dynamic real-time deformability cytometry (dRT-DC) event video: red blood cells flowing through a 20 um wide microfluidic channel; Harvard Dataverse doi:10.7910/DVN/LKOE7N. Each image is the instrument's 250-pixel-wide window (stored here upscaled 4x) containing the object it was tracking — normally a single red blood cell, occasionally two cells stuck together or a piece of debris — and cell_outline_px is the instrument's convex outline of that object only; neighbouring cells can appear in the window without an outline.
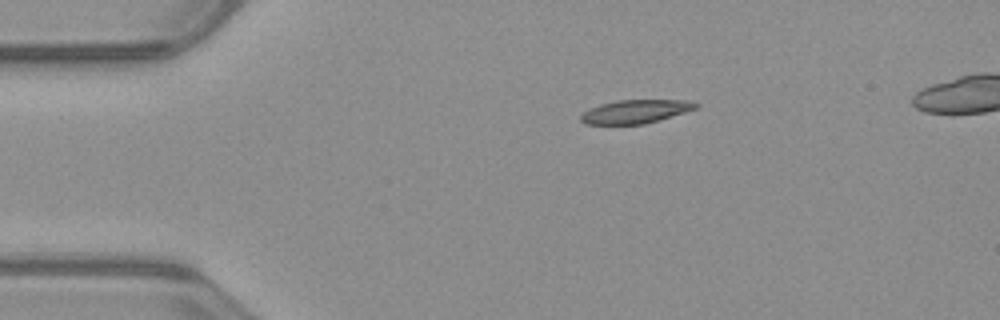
{"species": "common noctule bat (a hibernating species)", "species_latin": "Nyctalus noctula", "temperature_condition": "warm", "stored_images_in_passage": 41, "camera_frame_rate_fps": 3000, "um_per_image_px": 0.085, "animal": {"sex": "male", "body_mass_g": 23.1, "forearm_length_mm": 52.7}, "frame": {"image": 1, "passage_image": 1, "time_ms": 0.0, "image_size_px": [1000, 320], "cell_outline_px": [[700, 104], [696, 108], [684, 112], [644, 124], [584, 124], [580, 120], [580, 116], [584, 112], [600, 104], [616, 100], [688, 100]], "centroid_in_image_um": [54.0, 9.47], "position_along_channel_um": 31.0, "area_um2": 15.55}}
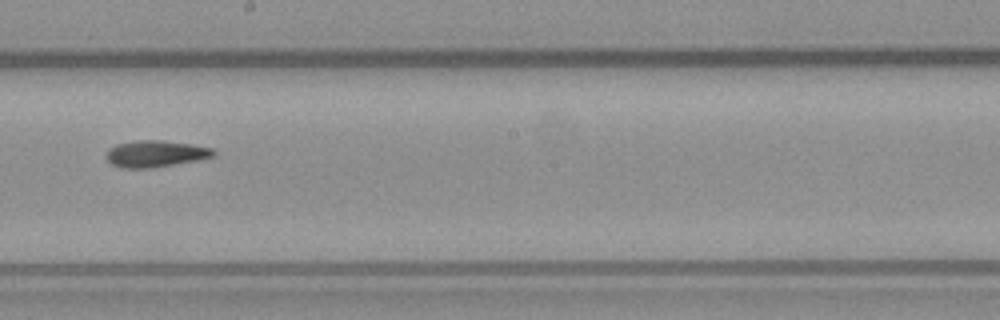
{"frame": {"image": 2, "passage_image": 20, "time_ms": 6.333, "image_size_px": [1000, 320], "cell_outline_px": [[216, 152], [212, 156], [196, 160], [152, 168], [120, 168], [112, 164], [104, 156], [108, 148], [116, 144], [140, 140], [160, 140], [188, 144], [212, 148]], "centroid_in_image_um": [13.14, 13.07], "position_along_channel_um": 235.1, "area_um2": 16.47}}
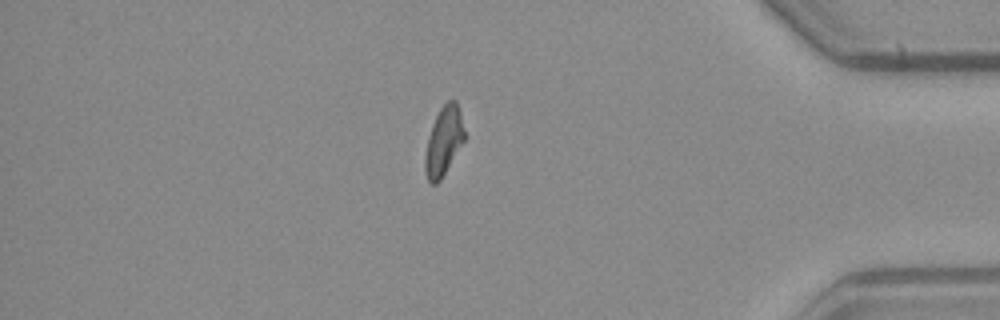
{"frame": {"image": 3, "passage_image": 35, "time_ms": 11.333, "image_size_px": [1000, 320], "cell_outline_px": [[464, 140], [440, 180], [436, 184], [432, 184], [428, 180], [424, 168], [424, 156], [428, 136], [432, 124], [440, 108], [448, 100], [456, 100], [460, 112], [464, 132]], "centroid_in_image_um": [37.68, 11.99], "position_along_channel_um": 397.5, "area_um2": 15.55}, "authors_computed_cell_mechanics": {"area_um2": 16.1262, "velocity_mm_per_s": 3.9922, "shape_relaxation_time_tau1_ms": 3.6334, "shape_relaxation_time_tau2_ms": 8.2279, "deformation_change_tau1": 0.1608, "deformation_change_tau2": 0.1713}}